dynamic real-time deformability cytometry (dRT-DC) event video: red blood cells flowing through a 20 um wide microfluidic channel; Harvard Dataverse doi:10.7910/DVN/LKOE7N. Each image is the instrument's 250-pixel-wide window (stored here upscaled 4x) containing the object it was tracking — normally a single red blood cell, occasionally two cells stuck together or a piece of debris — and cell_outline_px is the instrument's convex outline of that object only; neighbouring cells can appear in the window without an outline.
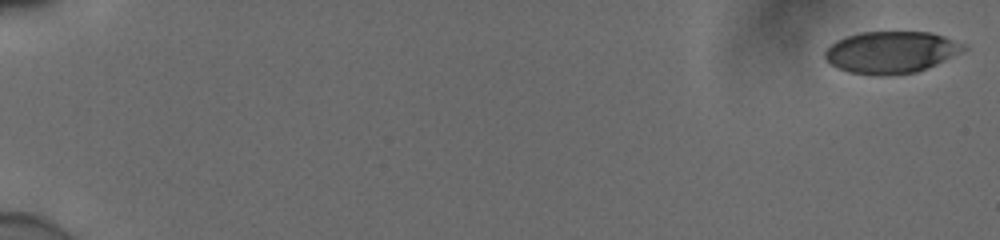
{"species": "human", "species_latin": "Homo sapiens", "temperature_condition": "cold", "stored_images_in_passage": 55, "camera_frame_rate_fps": 3000, "um_per_image_px": 0.085, "donor": {"sex": "male"}, "frame": {"image": 1, "passage_image": 1, "time_ms": 0.0, "image_size_px": [1000, 240], "cell_outline_px": [[968, 48], [936, 64], [916, 72], [880, 76], [848, 72], [832, 64], [824, 56], [824, 52], [836, 40], [860, 32], [932, 32], [944, 36], [964, 44]], "centroid_in_image_um": [75.74, 4.43], "position_along_channel_um": 9.3, "area_um2": 33.52}}
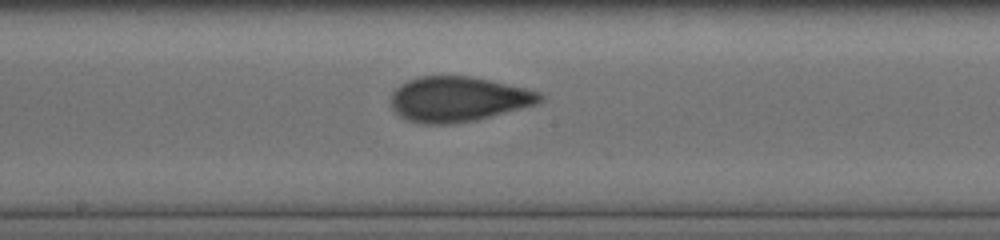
{"frame": {"image": 2, "passage_image": 32, "time_ms": 10.333, "image_size_px": [1000, 240], "cell_outline_px": [[544, 96], [536, 104], [476, 120], [448, 124], [420, 124], [408, 120], [400, 116], [392, 108], [392, 92], [400, 84], [408, 80], [420, 76], [472, 76], [524, 88], [540, 92]], "centroid_in_image_um": [38.91, 8.42], "position_along_channel_um": 209.3, "area_um2": 38.9}}
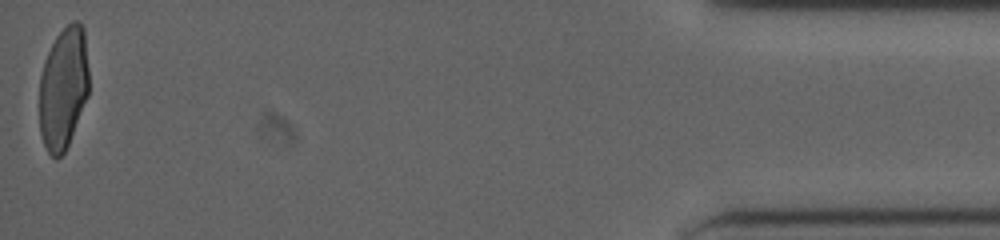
{"frame": {"image": 3, "passage_image": 55, "time_ms": 18.0, "image_size_px": [1000, 240], "cell_outline_px": [[88, 96], [68, 144], [64, 152], [56, 160], [48, 152], [44, 144], [40, 132], [40, 76], [44, 60], [56, 36], [72, 20], [76, 20], [84, 28], [88, 68]], "centroid_in_image_um": [5.39, 7.48], "position_along_channel_um": 429.8, "area_um2": 35.2}, "authors_computed_cell_mechanics": {"area_um2": 37.3388, "velocity_mm_per_s": 3.8941, "shape_relaxation_time_tau1_ms": 5.3866, "shape_relaxation_time_tau2_ms": 0.9813, "deformation_change_tau1": 0.1564, "deformation_change_tau2": 0.0628}}